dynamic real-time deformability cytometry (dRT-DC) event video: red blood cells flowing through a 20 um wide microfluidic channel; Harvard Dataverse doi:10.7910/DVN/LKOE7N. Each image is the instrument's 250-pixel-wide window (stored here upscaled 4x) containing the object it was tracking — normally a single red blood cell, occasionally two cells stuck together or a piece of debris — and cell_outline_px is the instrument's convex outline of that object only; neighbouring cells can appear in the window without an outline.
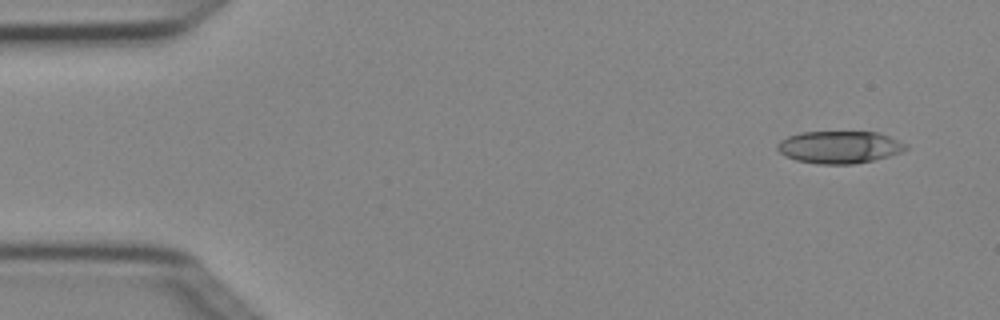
{"species": "Egyptian fruit bat (a non-hibernating species)", "species_latin": "Rousettus aegyptiacus", "temperature_condition": "cold", "stored_images_in_passage": 4, "camera_frame_rate_fps": 3000, "um_per_image_px": 0.085, "animal": {"sex": "female"}, "frame": {"image": 1, "passage_image": 1, "time_ms": 0.0, "image_size_px": [1000, 320], "cell_outline_px": [[908, 148], [900, 152], [888, 156], [872, 160], [852, 164], [820, 164], [796, 160], [784, 156], [776, 148], [776, 144], [780, 140], [788, 136], [800, 132], [880, 132], [904, 144]], "centroid_in_image_um": [71.29, 12.5], "position_along_channel_um": 13.7, "area_um2": 24.04}}